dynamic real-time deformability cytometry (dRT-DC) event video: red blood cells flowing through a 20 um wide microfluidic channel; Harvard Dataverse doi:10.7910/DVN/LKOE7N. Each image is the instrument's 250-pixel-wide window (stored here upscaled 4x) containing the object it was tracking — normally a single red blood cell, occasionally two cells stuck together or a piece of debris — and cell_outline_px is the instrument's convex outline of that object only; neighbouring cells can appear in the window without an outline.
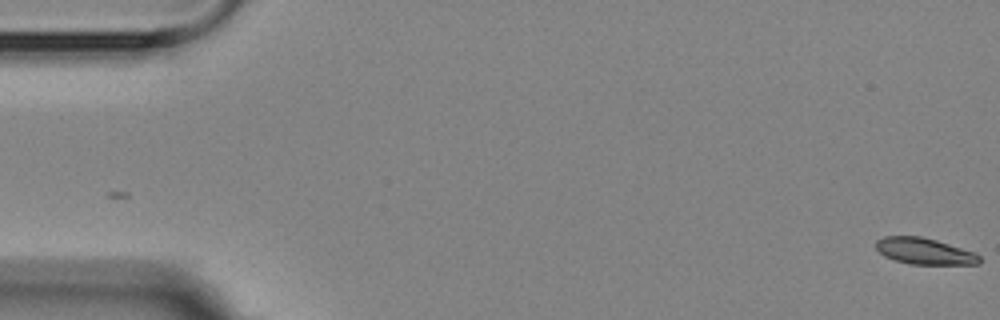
{"species": "Egyptian fruit bat (a non-hibernating species)", "species_latin": "Rousettus aegyptiacus", "temperature_condition": "room temperature", "stored_images_in_passage": 2, "camera_frame_rate_fps": 3000, "um_per_image_px": 0.085, "animal": {"sex": "female"}, "frame": {"image": 1, "passage_image": 2, "time_ms": 1.0, "image_size_px": [1000, 320], "cell_outline_px": [[980, 264], [912, 264], [896, 260], [884, 256], [876, 248], [876, 240], [884, 236], [920, 236], [936, 240], [976, 252], [980, 256]], "centroid_in_image_um": [78.59, 21.34], "position_along_channel_um": 6.4, "area_um2": 15.84}}